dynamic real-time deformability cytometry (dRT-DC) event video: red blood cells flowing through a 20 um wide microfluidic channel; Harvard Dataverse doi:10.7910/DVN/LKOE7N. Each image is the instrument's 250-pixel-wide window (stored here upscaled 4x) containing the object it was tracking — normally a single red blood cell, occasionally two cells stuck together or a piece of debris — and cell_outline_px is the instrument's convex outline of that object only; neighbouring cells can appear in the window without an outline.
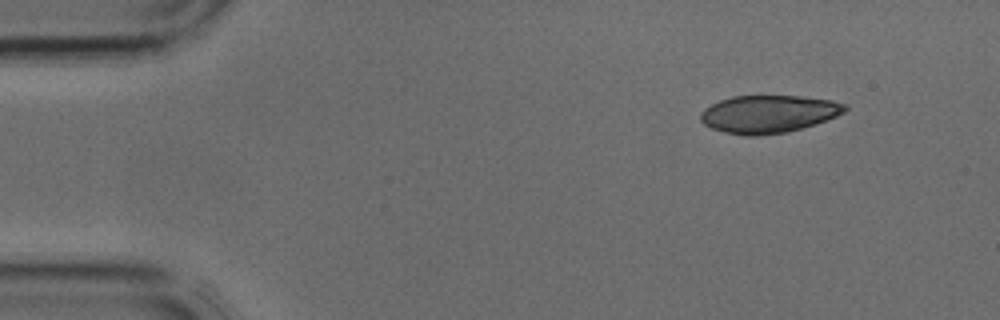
{"species": "common noctule bat (a hibernating species)", "species_latin": "Nyctalus noctula", "temperature_condition": "cold", "stored_images_in_passage": 3, "camera_frame_rate_fps": 3000, "um_per_image_px": 0.085, "animal": {"sex": "male", "body_mass_g": 17.9, "forearm_length_mm": 54.2}, "frame": {"image": 1, "passage_image": 1, "time_ms": 0.0, "image_size_px": [1000, 320], "cell_outline_px": [[848, 108], [844, 112], [836, 116], [816, 124], [788, 132], [756, 136], [748, 136], [724, 132], [712, 128], [704, 124], [700, 120], [700, 112], [704, 108], [720, 100], [732, 96], [800, 96], [832, 100], [848, 104]], "centroid_in_image_um": [65.33, 9.69], "position_along_channel_um": 19.7, "area_um2": 31.85}}